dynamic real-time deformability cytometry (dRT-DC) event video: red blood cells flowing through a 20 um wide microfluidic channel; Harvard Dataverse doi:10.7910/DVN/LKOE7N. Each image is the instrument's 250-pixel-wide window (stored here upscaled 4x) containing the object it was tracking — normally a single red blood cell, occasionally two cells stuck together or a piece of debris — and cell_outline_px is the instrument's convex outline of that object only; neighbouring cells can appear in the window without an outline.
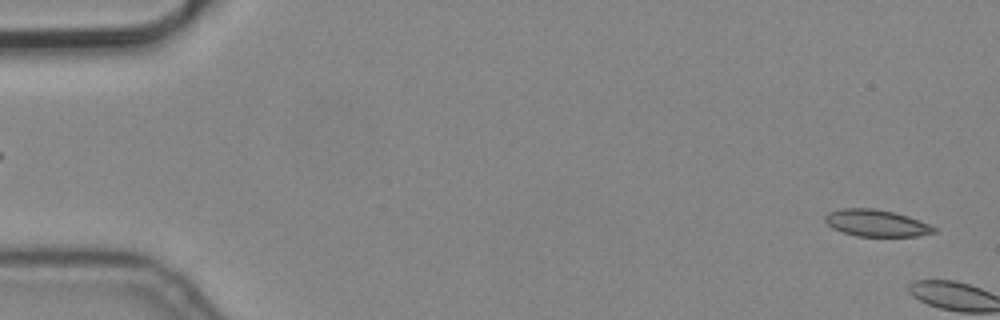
{"species": "common noctule bat (a hibernating species)", "species_latin": "Nyctalus noctula", "temperature_condition": "cold", "stored_images_in_passage": 6, "segment_of_instrument_passage": [2, 2], "camera_frame_rate_fps": 3000, "um_per_image_px": 0.085, "animal": {"sex": "male", "body_mass_g": 19.2, "forearm_length_mm": 51.8}, "frame": {"image": 1, "passage_image": 6, "time_ms": 1.667, "image_size_px": [1000, 320], "cell_outline_px": [[940, 232], [916, 236], [856, 236], [832, 228], [824, 220], [824, 216], [828, 212], [840, 208], [872, 208], [892, 212], [908, 216], [928, 224], [936, 228]], "centroid_in_image_um": [74.48, 18.96], "position_along_channel_um": 10.5, "area_um2": 16.99}}